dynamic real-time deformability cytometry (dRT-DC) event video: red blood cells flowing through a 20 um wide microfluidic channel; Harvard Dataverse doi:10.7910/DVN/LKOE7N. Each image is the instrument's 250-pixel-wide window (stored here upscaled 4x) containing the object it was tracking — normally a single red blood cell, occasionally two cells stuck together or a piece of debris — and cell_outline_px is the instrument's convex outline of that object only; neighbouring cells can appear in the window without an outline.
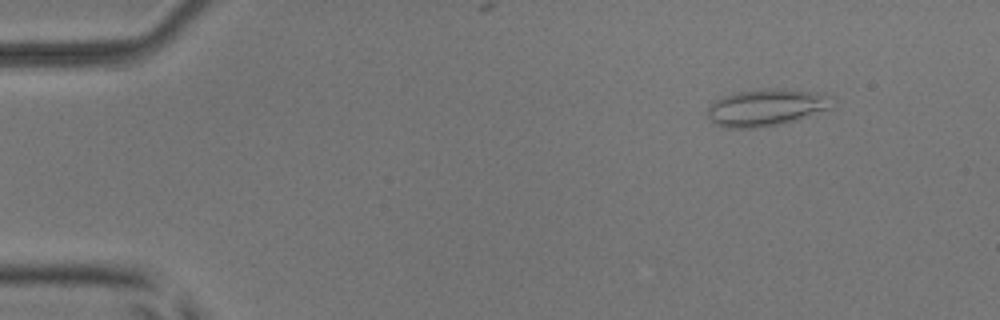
{"species": "common noctule bat (a hibernating species)", "species_latin": "Nyctalus noctula", "temperature_condition": "room temperature", "stored_images_in_passage": 4, "camera_frame_rate_fps": 3000, "um_per_image_px": 0.085, "animal": {"sex": "male", "body_mass_g": 17.9, "forearm_length_mm": 54.2}, "frame": {"image": 1, "passage_image": 1, "time_ms": 0.0, "image_size_px": [1000, 320], "cell_outline_px": [[836, 100], [832, 108], [796, 120], [780, 124], [752, 128], [724, 128], [712, 124], [708, 116], [708, 108], [720, 96], [736, 92], [764, 88], [796, 88], [824, 92], [836, 96]], "centroid_in_image_um": [65.23, 9.1], "position_along_channel_um": 19.8, "area_um2": 27.92}}